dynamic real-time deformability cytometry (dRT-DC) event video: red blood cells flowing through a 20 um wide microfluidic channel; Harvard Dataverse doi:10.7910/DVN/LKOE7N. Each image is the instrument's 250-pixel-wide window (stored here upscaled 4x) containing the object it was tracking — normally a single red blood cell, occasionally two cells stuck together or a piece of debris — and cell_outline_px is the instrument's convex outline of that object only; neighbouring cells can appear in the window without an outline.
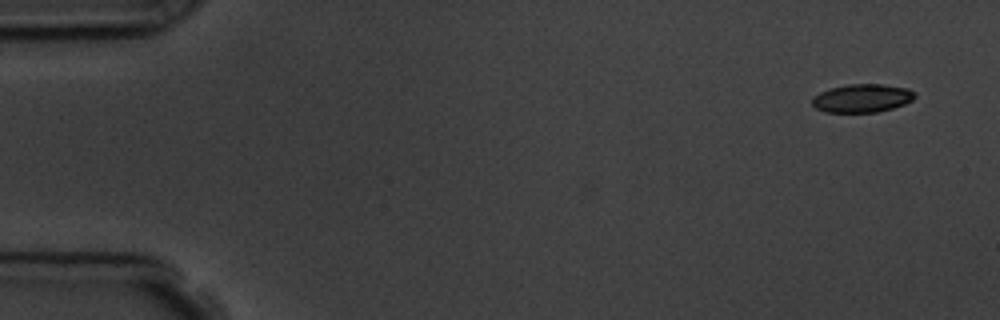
{"species": "common noctule bat (a hibernating species)", "species_latin": "Nyctalus noctula", "temperature_condition": "room temperature", "stored_images_in_passage": 5, "camera_frame_rate_fps": 3000, "um_per_image_px": 0.085, "animal": {"sex": "male", "body_mass_g": 19.5, "forearm_length_mm": 54.6}, "frame": {"image": 1, "passage_image": 1, "time_ms": 0.0, "image_size_px": [1000, 320], "cell_outline_px": [[916, 96], [912, 100], [904, 104], [892, 108], [876, 112], [824, 112], [816, 108], [812, 104], [812, 96], [820, 92], [832, 88], [848, 84], [884, 84], [908, 88], [916, 92]], "centroid_in_image_um": [73.29, 8.34], "position_along_channel_um": 11.7, "area_um2": 16.99}}
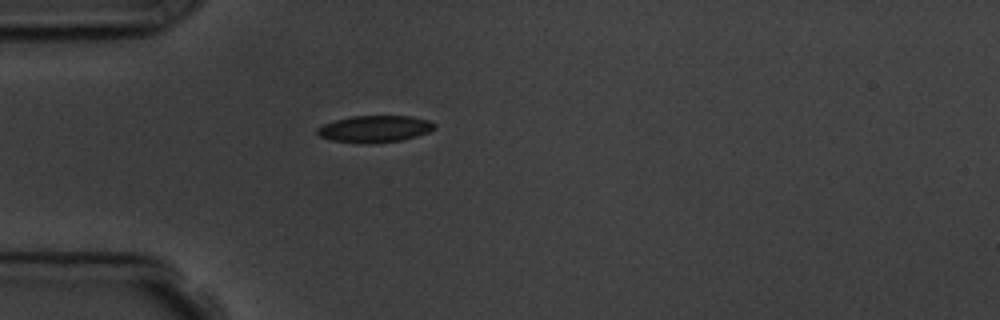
{"frame": {"image": 2, "passage_image": 5, "time_ms": 4.333, "image_size_px": [1000, 320], "cell_outline_px": [[436, 128], [428, 132], [416, 136], [400, 140], [372, 144], [360, 144], [332, 140], [320, 136], [316, 132], [316, 128], [324, 124], [336, 120], [352, 116], [412, 116], [428, 120], [436, 124]], "centroid_in_image_um": [31.85, 10.96], "position_along_channel_um": 53.1, "area_um2": 18.38}}